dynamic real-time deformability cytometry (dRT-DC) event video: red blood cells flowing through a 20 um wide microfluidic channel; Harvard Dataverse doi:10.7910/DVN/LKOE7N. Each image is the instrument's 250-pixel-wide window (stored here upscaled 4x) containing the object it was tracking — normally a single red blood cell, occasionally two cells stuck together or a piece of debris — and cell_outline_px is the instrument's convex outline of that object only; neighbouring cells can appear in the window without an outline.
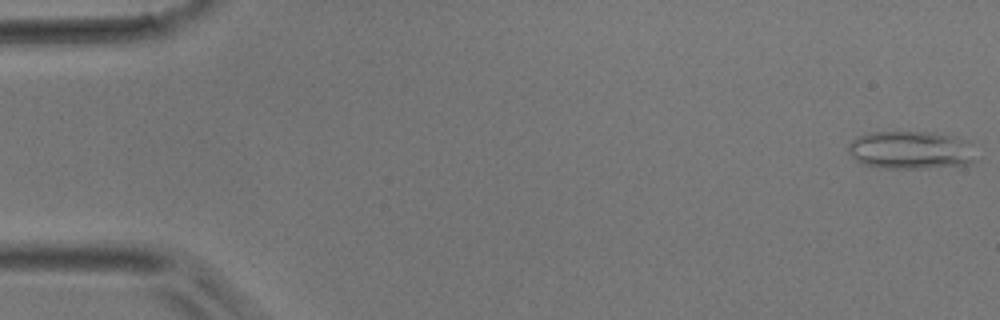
{"species": "common noctule bat (a hibernating species)", "species_latin": "Nyctalus noctula", "temperature_condition": "room temperature", "stored_images_in_passage": 15, "camera_frame_rate_fps": 3000, "um_per_image_px": 0.085, "animal": {"sex": "male", "body_mass_g": 17.9}, "frame": {"image": 1, "passage_image": 1, "time_ms": 0.0, "image_size_px": [1000, 320], "cell_outline_px": [[976, 160], [972, 164], [920, 168], [884, 168], [864, 164], [856, 160], [848, 152], [848, 144], [856, 136], [876, 132], [928, 132], [968, 140]], "centroid_in_image_um": [77.4, 12.76], "position_along_channel_um": 7.6, "area_um2": 28.09}}